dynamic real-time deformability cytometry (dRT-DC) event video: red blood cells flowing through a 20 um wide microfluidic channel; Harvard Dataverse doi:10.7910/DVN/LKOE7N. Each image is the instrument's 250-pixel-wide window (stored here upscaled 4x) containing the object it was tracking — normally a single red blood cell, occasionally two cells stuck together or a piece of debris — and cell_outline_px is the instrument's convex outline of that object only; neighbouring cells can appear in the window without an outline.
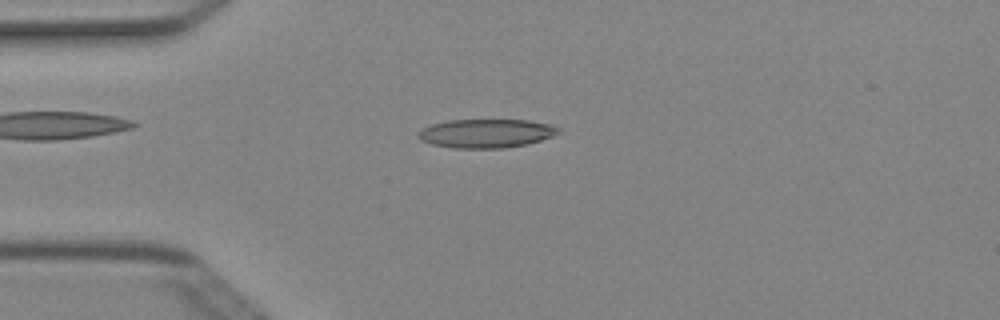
{"species": "Egyptian fruit bat (a non-hibernating species)", "species_latin": "Rousettus aegyptiacus", "temperature_condition": "cold", "stored_images_in_passage": 6, "camera_frame_rate_fps": 3000, "um_per_image_px": 0.085, "animal": {"sex": "female"}, "frame": {"image": 1, "passage_image": 3, "time_ms": 0.667, "image_size_px": [1000, 320], "cell_outline_px": [[560, 132], [552, 136], [528, 144], [504, 148], [452, 148], [432, 144], [420, 140], [416, 136], [416, 132], [432, 124], [448, 120], [528, 120], [548, 124], [560, 128]], "centroid_in_image_um": [41.29, 11.34], "position_along_channel_um": 43.7, "area_um2": 23.52}}
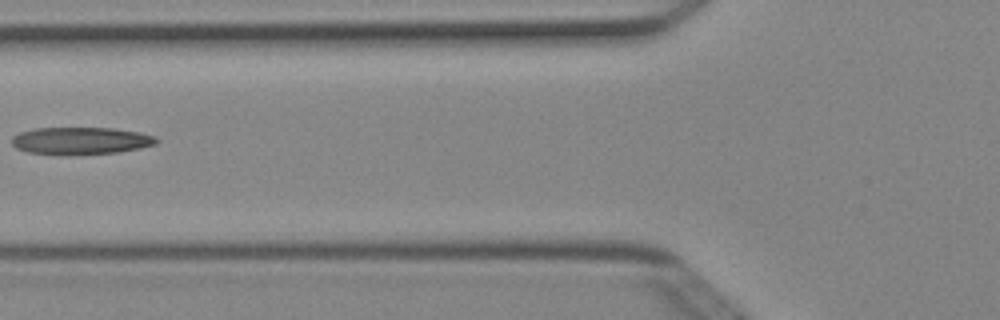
{"frame": {"image": 2, "passage_image": 5, "time_ms": 1.333, "image_size_px": [1000, 320], "cell_outline_px": [[160, 140], [156, 144], [140, 148], [116, 152], [28, 152], [16, 148], [12, 144], [12, 136], [20, 132], [32, 128], [112, 128], [140, 132], [156, 136]], "centroid_in_image_um": [6.91, 11.91], "position_along_channel_um": 118.9, "area_um2": 22.08}}
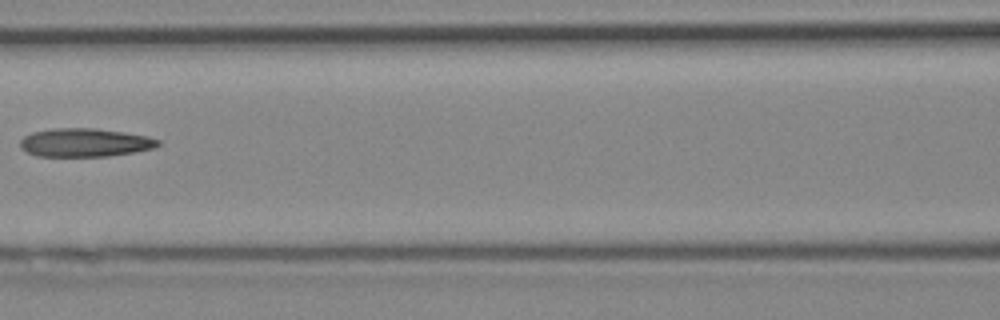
{"frame": {"image": 3, "passage_image": 6, "time_ms": 1.667, "image_size_px": [1000, 320], "cell_outline_px": [[160, 144], [156, 148], [136, 152], [108, 156], [36, 156], [20, 148], [20, 140], [24, 136], [32, 132], [52, 128], [96, 128], [124, 132], [148, 136], [160, 140]], "centroid_in_image_um": [7.23, 12.11], "position_along_channel_um": 159.4, "area_um2": 23.06}}